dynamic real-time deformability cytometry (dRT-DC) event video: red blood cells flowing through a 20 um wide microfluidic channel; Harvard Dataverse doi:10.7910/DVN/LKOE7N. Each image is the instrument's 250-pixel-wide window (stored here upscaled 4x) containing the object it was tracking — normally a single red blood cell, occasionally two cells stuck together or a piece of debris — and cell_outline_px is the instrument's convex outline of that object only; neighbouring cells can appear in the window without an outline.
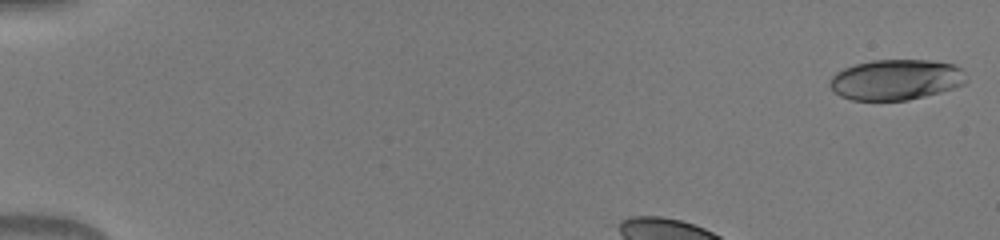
{"species": "human", "species_latin": "Homo sapiens", "temperature_condition": "warm", "stored_images_in_passage": 42, "camera_frame_rate_fps": 3000, "um_per_image_px": 0.085, "donor": {"sex": "male"}, "frame": {"image": 1, "passage_image": 1, "time_ms": 0.0, "image_size_px": [1000, 240], "cell_outline_px": [[968, 80], [964, 84], [940, 92], [908, 100], [852, 100], [840, 96], [828, 84], [832, 76], [836, 72], [844, 68], [856, 64], [872, 60], [928, 60], [952, 64], [960, 68]], "centroid_in_image_um": [76.14, 6.77], "position_along_channel_um": 8.9, "area_um2": 32.08}}
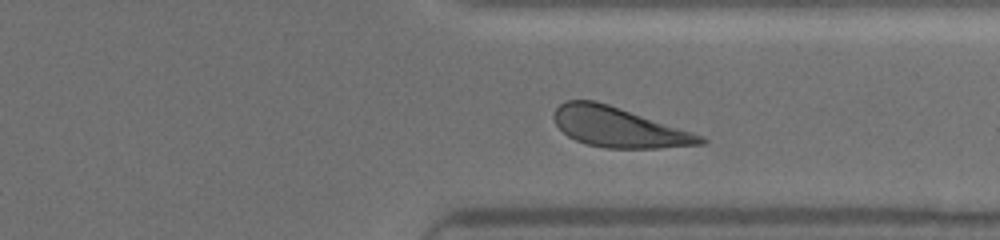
{"frame": {"image": 2, "passage_image": 33, "time_ms": 10.667, "image_size_px": [1000, 240], "cell_outline_px": [[708, 140], [704, 144], [660, 148], [604, 148], [584, 144], [568, 136], [556, 124], [552, 116], [552, 112], [564, 100], [596, 100], [704, 136]], "centroid_in_image_um": [52.56, 10.82], "position_along_channel_um": 358.8, "area_um2": 34.04}}
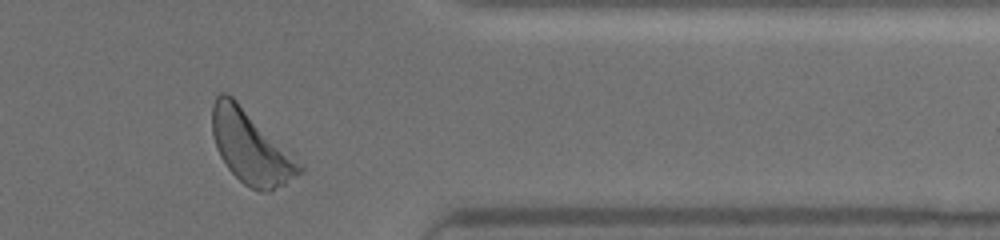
{"frame": {"image": 3, "passage_image": 36, "time_ms": 11.667, "image_size_px": [1000, 240], "cell_outline_px": [[304, 172], [284, 184], [268, 192], [260, 192], [244, 184], [228, 168], [220, 156], [216, 148], [212, 132], [212, 104], [216, 96], [220, 92], [228, 92], [304, 168]], "centroid_in_image_um": [21.26, 12.52], "position_along_channel_um": 390.1, "area_um2": 36.13}}